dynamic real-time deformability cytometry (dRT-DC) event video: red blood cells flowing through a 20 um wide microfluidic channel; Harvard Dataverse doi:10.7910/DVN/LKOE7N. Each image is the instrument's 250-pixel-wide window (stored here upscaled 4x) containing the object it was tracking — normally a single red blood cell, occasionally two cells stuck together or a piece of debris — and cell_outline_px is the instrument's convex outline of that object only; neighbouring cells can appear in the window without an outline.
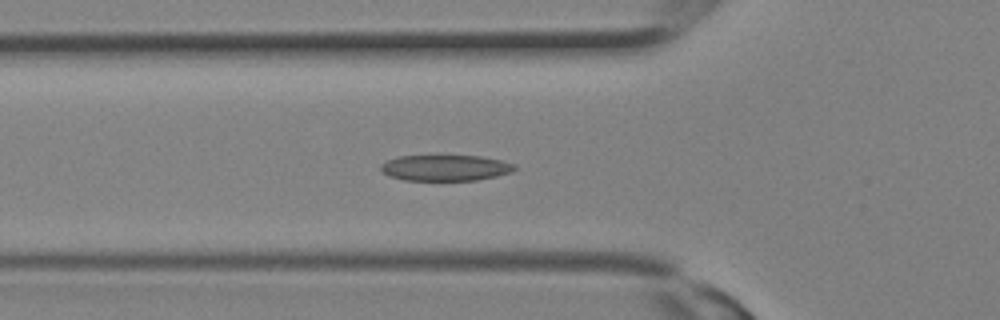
{"species": "Egyptian fruit bat (a non-hibernating species)", "species_latin": "Rousettus aegyptiacus", "temperature_condition": "room temperature", "stored_images_in_passage": 30, "camera_frame_rate_fps": 3000, "um_per_image_px": 0.085, "animal": {"sex": "female"}, "frame": {"image": 1, "passage_image": 11, "time_ms": 3.333, "image_size_px": [1000, 320], "cell_outline_px": [[520, 168], [512, 172], [496, 176], [476, 180], [404, 180], [388, 176], [380, 168], [380, 164], [396, 156], [480, 156], [500, 160], [516, 164]], "centroid_in_image_um": [37.89, 14.26], "position_along_channel_um": 87.9, "area_um2": 20.29}}
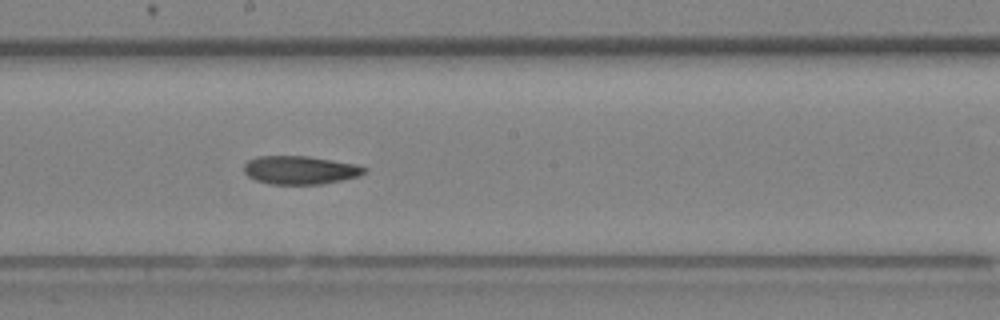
{"frame": {"image": 2, "passage_image": 17, "time_ms": 5.333, "image_size_px": [1000, 320], "cell_outline_px": [[368, 168], [364, 172], [356, 176], [340, 180], [320, 184], [272, 184], [256, 180], [248, 176], [244, 172], [244, 164], [248, 160], [256, 156], [308, 156], [356, 164]], "centroid_in_image_um": [25.47, 14.44], "position_along_channel_um": 222.7, "area_um2": 19.71}}
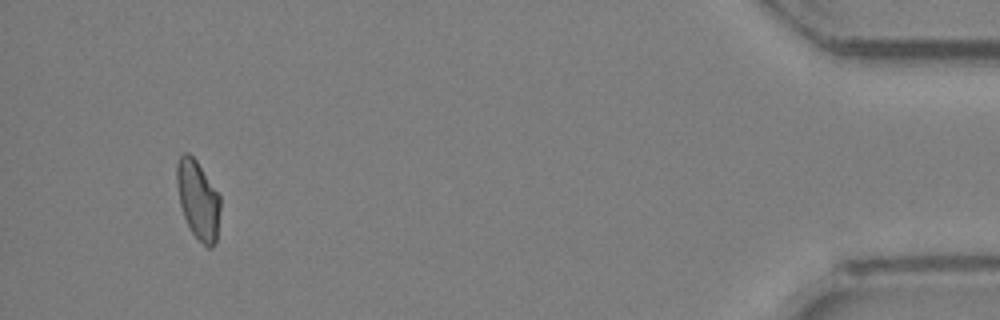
{"frame": {"image": 3, "passage_image": 29, "time_ms": 9.333, "image_size_px": [1000, 320], "cell_outline_px": [[220, 208], [216, 240], [212, 248], [208, 248], [192, 232], [184, 216], [180, 204], [176, 184], [176, 164], [180, 156], [184, 152], [188, 152], [196, 160], [220, 196]], "centroid_in_image_um": [16.82, 16.96], "position_along_channel_um": 418.4, "area_um2": 19.71}}